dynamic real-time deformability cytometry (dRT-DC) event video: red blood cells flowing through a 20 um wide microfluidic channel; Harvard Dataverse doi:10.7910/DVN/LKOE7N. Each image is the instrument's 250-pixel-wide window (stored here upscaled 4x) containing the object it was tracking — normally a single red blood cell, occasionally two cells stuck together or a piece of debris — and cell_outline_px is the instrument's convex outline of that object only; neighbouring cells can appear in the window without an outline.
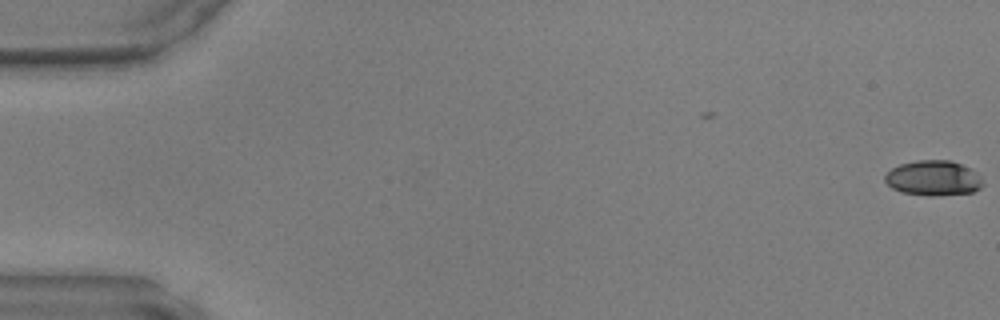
{"species": "common noctule bat (a hibernating species)", "species_latin": "Nyctalus noctula", "temperature_condition": "warm", "stored_images_in_passage": 3, "camera_frame_rate_fps": 3000, "um_per_image_px": 0.085, "animal": {"sex": "male", "body_mass_g": 17.9, "forearm_length_mm": 54.2}, "frame": {"image": 1, "passage_image": 3, "time_ms": 0.667, "image_size_px": [1000, 320], "cell_outline_px": [[984, 184], [980, 188], [972, 192], [932, 196], [928, 196], [900, 192], [892, 188], [884, 180], [884, 176], [892, 168], [900, 164], [916, 160], [952, 160], [972, 168], [980, 176]], "centroid_in_image_um": [79.35, 15.13], "position_along_channel_um": 5.7, "area_um2": 20.23}}